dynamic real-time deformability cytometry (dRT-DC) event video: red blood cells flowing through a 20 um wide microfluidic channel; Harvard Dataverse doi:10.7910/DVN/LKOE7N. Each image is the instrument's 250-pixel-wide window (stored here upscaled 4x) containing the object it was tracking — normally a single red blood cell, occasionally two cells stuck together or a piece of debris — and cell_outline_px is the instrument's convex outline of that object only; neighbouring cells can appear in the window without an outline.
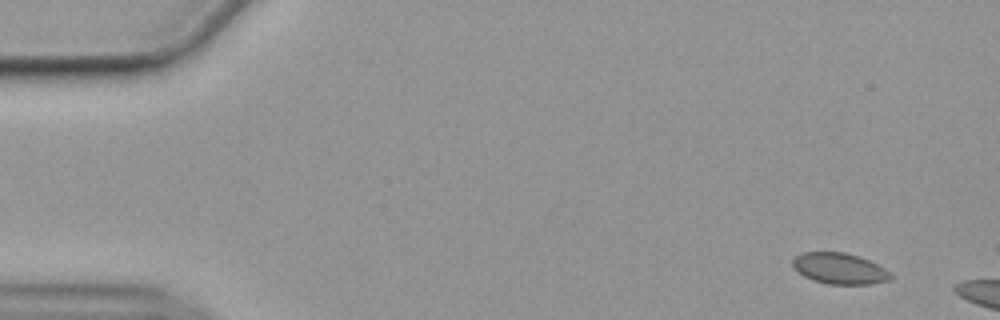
{"species": "common noctule bat (a hibernating species)", "species_latin": "Nyctalus noctula", "temperature_condition": "cold", "stored_images_in_passage": 16, "camera_frame_rate_fps": 3000, "um_per_image_px": 0.085, "animal": {"sex": "female", "body_mass_g": 19.9}, "frame": {"image": 1, "passage_image": 3, "time_ms": 0.667, "image_size_px": [1000, 320], "cell_outline_px": [[892, 276], [888, 280], [868, 284], [828, 284], [812, 280], [804, 276], [792, 268], [792, 260], [796, 256], [804, 252], [844, 252], [868, 260], [892, 272]], "centroid_in_image_um": [71.32, 22.83], "position_along_channel_um": 13.7, "area_um2": 17.63}}